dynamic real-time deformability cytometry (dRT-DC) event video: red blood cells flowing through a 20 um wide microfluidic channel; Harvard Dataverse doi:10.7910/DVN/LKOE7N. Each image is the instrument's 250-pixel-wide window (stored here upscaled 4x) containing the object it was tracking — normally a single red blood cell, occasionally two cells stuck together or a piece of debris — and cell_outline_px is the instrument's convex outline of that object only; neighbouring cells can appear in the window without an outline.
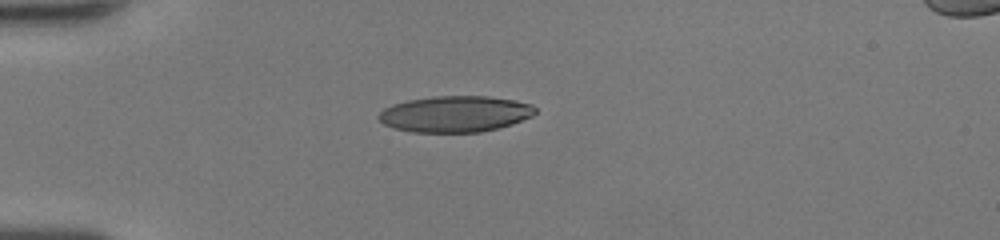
{"species": "human", "species_latin": "Homo sapiens", "temperature_condition": "room temperature", "stored_images_in_passage": 36, "camera_frame_rate_fps": 3000, "um_per_image_px": 0.085, "donor": {"sex": "female"}, "frame": {"image": 1, "passage_image": 1, "time_ms": 0.0, "image_size_px": [1000, 240], "cell_outline_px": [[536, 112], [532, 116], [512, 124], [500, 128], [480, 132], [412, 132], [392, 128], [384, 124], [376, 116], [384, 108], [392, 104], [408, 100], [432, 96], [488, 96], [512, 100], [532, 104], [536, 108]], "centroid_in_image_um": [38.67, 9.69], "position_along_channel_um": 46.3, "area_um2": 33.18}}
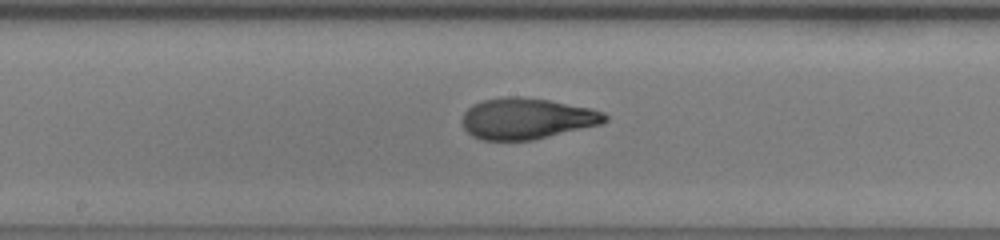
{"frame": {"image": 2, "passage_image": 14, "time_ms": 4.333, "image_size_px": [1000, 240], "cell_outline_px": [[608, 120], [600, 124], [532, 140], [480, 140], [472, 136], [464, 128], [460, 120], [464, 112], [472, 104], [484, 100], [508, 96], [520, 96], [548, 100], [592, 108], [604, 112], [608, 116]], "centroid_in_image_um": [44.75, 10.07], "position_along_channel_um": 203.5, "area_um2": 34.22}}
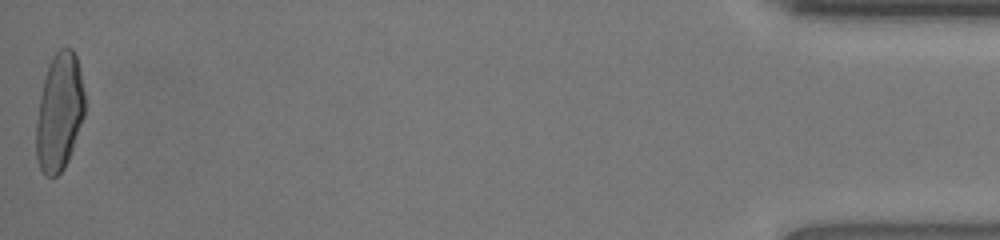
{"frame": {"image": 3, "passage_image": 36, "time_ms": 11.667, "image_size_px": [1000, 240], "cell_outline_px": [[84, 116], [68, 160], [64, 168], [56, 176], [44, 176], [36, 160], [36, 120], [40, 96], [48, 64], [52, 56], [60, 48], [72, 48], [76, 56], [80, 68], [84, 92]], "centroid_in_image_um": [5.04, 9.53], "position_along_channel_um": 430.2, "area_um2": 33.35}, "authors_computed_cell_mechanics": {"area_um2": 33.6974, "velocity_mm_per_s": 4.3359, "shape_relaxation_time_tau1_ms": 6.1527, "shape_relaxation_time_tau2_ms": 0.8218, "deformation_change_tau1": 0.2662, "deformation_change_tau2": 0.0744}}